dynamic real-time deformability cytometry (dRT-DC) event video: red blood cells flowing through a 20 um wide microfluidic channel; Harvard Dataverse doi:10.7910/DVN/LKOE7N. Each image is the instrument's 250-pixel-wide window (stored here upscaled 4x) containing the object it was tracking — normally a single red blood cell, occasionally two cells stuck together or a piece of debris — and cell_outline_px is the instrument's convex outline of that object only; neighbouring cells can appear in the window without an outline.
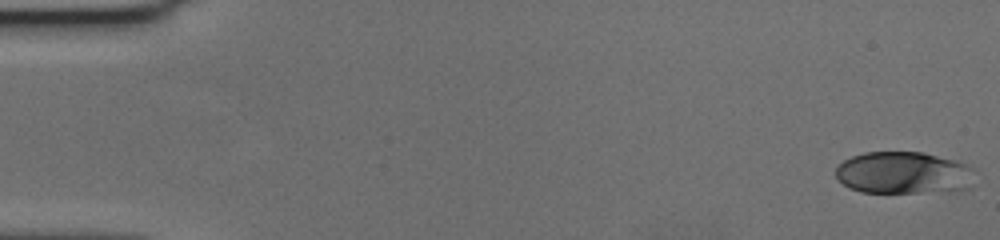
{"species": "human", "species_latin": "Homo sapiens", "temperature_condition": "cold", "stored_images_in_passage": 58, "camera_frame_rate_fps": 3000, "um_per_image_px": 0.085, "donor": {"sex": "female"}, "frame": {"image": 1, "passage_image": 1, "time_ms": 0.0, "image_size_px": [1000, 240], "cell_outline_px": [[976, 168], [972, 188], [960, 192], [860, 192], [848, 188], [836, 176], [836, 168], [844, 160], [852, 156], [864, 152], [924, 152], [960, 160]], "centroid_in_image_um": [76.94, 14.7], "position_along_channel_um": 8.1, "area_um2": 35.2}}
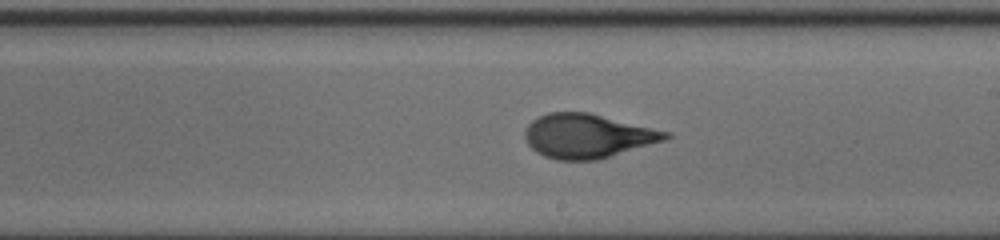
{"frame": {"image": 2, "passage_image": 34, "time_ms": 11.0, "image_size_px": [1000, 240], "cell_outline_px": [[672, 136], [664, 140], [600, 160], [556, 160], [544, 156], [536, 152], [528, 144], [524, 136], [524, 132], [528, 124], [532, 120], [548, 112], [588, 112], [672, 132]], "centroid_in_image_um": [49.95, 11.56], "position_along_channel_um": 239.1, "area_um2": 36.36}}
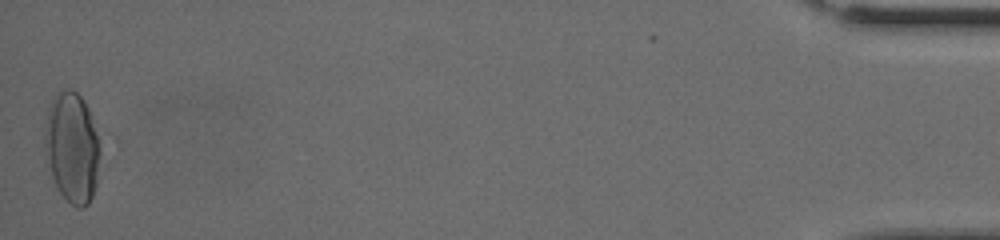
{"frame": {"image": 3, "passage_image": 58, "time_ms": 19.0, "image_size_px": [1000, 240], "cell_outline_px": [[104, 140], [96, 184], [92, 196], [88, 204], [84, 208], [76, 208], [60, 192], [52, 176], [44, 148], [44, 136], [48, 108], [56, 92], [60, 88], [72, 88], [84, 100]], "centroid_in_image_um": [6.19, 12.48], "position_along_channel_um": 429.0, "area_um2": 36.7}, "authors_computed_cell_mechanics": {"area_um2": 35.1135, "velocity_mm_per_s": 3.5516, "shape_relaxation_time_tau1_ms": 4.7516, "shape_relaxation_time_tau2_ms": 0.8951, "deformation_change_tau1": 0.1915, "deformation_change_tau2": 0.0703}}